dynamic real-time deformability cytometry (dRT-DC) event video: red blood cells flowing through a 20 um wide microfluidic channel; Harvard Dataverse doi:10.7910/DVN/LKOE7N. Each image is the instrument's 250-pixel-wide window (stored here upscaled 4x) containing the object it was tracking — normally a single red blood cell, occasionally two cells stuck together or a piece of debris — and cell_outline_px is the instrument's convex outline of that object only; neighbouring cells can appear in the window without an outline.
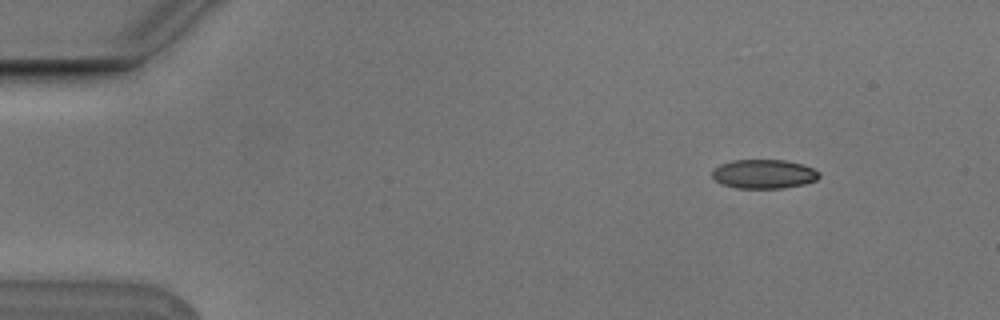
{"species": "Egyptian fruit bat (a non-hibernating species)", "species_latin": "Rousettus aegyptiacus", "temperature_condition": "cold", "stored_images_in_passage": 3, "camera_frame_rate_fps": 3000, "um_per_image_px": 0.085, "animal": {"sex": "male"}, "frame": {"image": 1, "passage_image": 3, "time_ms": 0.667, "image_size_px": [1000, 320], "cell_outline_px": [[820, 176], [816, 180], [804, 184], [784, 188], [736, 188], [720, 184], [712, 176], [712, 168], [720, 164], [732, 160], [784, 160], [804, 164], [820, 172]], "centroid_in_image_um": [64.91, 14.79], "position_along_channel_um": 20.1, "area_um2": 18.32}}